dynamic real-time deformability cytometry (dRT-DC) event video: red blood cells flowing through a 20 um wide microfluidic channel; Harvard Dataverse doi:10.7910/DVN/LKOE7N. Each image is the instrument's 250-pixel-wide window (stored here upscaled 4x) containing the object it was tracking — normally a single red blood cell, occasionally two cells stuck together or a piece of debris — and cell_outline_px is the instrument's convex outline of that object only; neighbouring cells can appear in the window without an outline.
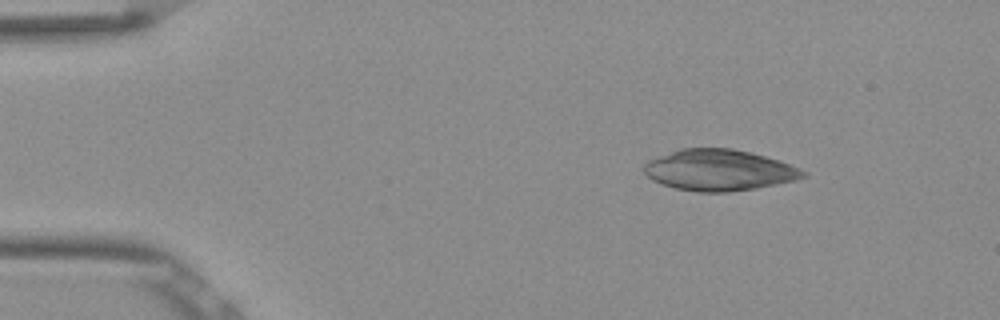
{"species": "Egyptian fruit bat (a non-hibernating species)", "species_latin": "Rousettus aegyptiacus", "temperature_condition": "room temperature", "stored_images_in_passage": 51, "camera_frame_rate_fps": 3000, "um_per_image_px": 0.085, "frame": {"image": 1, "passage_image": 7, "time_ms": 2.0, "image_size_px": [1000, 320], "cell_outline_px": [[808, 176], [796, 180], [756, 188], [728, 192], [696, 192], [676, 188], [652, 180], [644, 172], [644, 164], [648, 160], [680, 148], [732, 148], [752, 152], [780, 160], [800, 168], [808, 172]], "centroid_in_image_um": [61.16, 14.45], "position_along_channel_um": 23.8, "area_um2": 38.32}}